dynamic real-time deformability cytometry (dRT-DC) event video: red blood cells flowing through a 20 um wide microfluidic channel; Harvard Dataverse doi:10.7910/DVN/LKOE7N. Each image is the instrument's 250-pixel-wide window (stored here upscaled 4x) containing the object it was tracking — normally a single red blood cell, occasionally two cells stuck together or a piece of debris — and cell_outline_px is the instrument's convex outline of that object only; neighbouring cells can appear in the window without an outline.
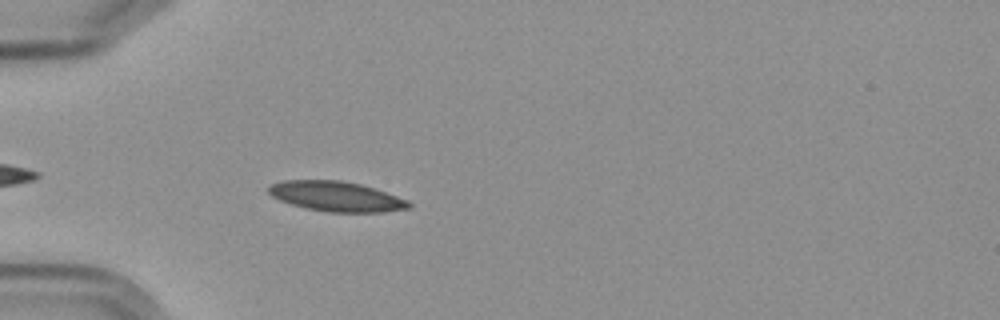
{"species": "Egyptian fruit bat (a non-hibernating species)", "species_latin": "Rousettus aegyptiacus", "temperature_condition": "cold", "stored_images_in_passage": 5, "camera_frame_rate_fps": 3000, "um_per_image_px": 0.085, "frame": {"image": 1, "passage_image": 5, "time_ms": 5.333, "image_size_px": [1000, 320], "cell_outline_px": [[412, 208], [384, 212], [328, 212], [308, 208], [292, 204], [280, 200], [272, 196], [268, 192], [268, 188], [272, 184], [284, 180], [340, 180], [360, 184], [408, 200], [412, 204]], "centroid_in_image_um": [28.6, 16.7], "position_along_channel_um": 56.4, "area_um2": 24.28}}